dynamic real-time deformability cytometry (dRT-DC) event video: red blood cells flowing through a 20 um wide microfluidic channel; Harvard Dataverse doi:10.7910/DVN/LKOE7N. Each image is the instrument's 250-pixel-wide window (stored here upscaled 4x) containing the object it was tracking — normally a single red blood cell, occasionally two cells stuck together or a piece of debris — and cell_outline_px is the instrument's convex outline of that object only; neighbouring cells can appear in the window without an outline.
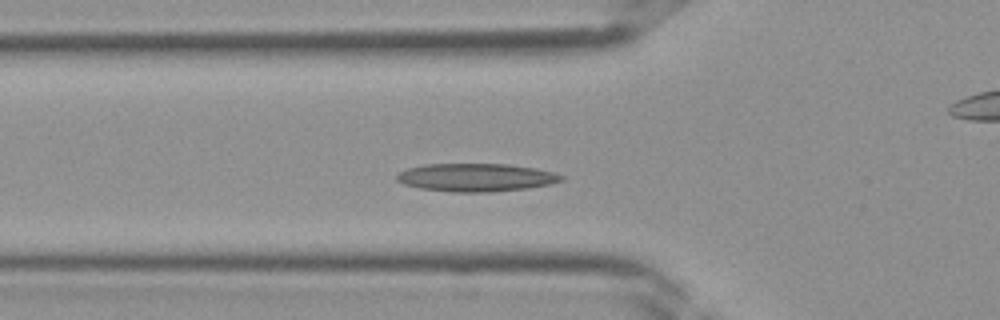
{"species": "Egyptian fruit bat (a non-hibernating species)", "species_latin": "Rousettus aegyptiacus", "temperature_condition": "room temperature", "stored_images_in_passage": 37, "camera_frame_rate_fps": 3000, "um_per_image_px": 0.085, "frame": {"image": 1, "passage_image": 11, "time_ms": 3.333, "image_size_px": [1000, 320], "cell_outline_px": [[564, 180], [548, 184], [528, 188], [488, 192], [452, 192], [420, 188], [404, 184], [396, 180], [396, 176], [400, 172], [408, 168], [424, 164], [508, 164], [536, 168], [552, 172], [564, 176]], "centroid_in_image_um": [40.45, 15.08], "position_along_channel_um": 85.3, "area_um2": 26.82}}
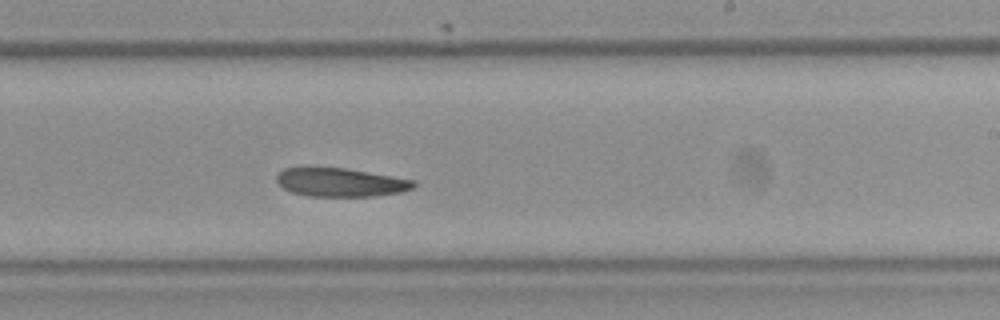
{"frame": {"image": 2, "passage_image": 21, "time_ms": 6.667, "image_size_px": [1000, 320], "cell_outline_px": [[416, 184], [412, 188], [400, 192], [372, 196], [308, 196], [292, 192], [284, 188], [276, 180], [276, 176], [284, 168], [348, 168], [416, 180]], "centroid_in_image_um": [28.98, 15.49], "position_along_channel_um": 260.0, "area_um2": 22.66}}
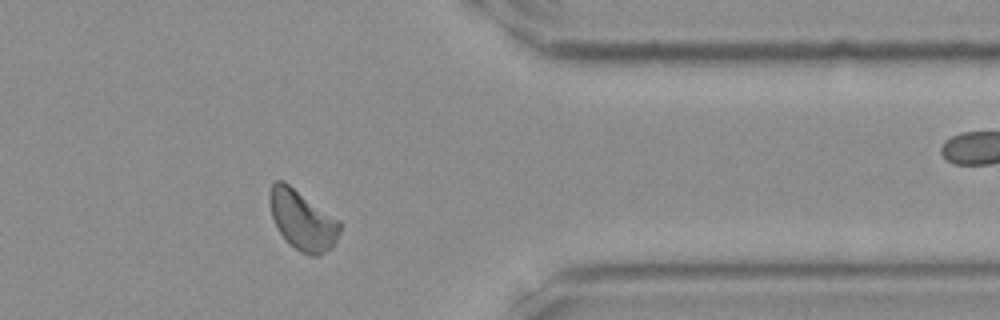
{"frame": {"image": 3, "passage_image": 29, "time_ms": 9.333, "image_size_px": [1000, 320], "cell_outline_px": [[344, 224], [332, 248], [320, 256], [308, 256], [300, 252], [280, 232], [272, 216], [268, 200], [268, 192], [272, 184], [276, 180], [284, 180], [340, 220]], "centroid_in_image_um": [25.74, 18.69], "position_along_channel_um": 385.7, "area_um2": 24.68}}